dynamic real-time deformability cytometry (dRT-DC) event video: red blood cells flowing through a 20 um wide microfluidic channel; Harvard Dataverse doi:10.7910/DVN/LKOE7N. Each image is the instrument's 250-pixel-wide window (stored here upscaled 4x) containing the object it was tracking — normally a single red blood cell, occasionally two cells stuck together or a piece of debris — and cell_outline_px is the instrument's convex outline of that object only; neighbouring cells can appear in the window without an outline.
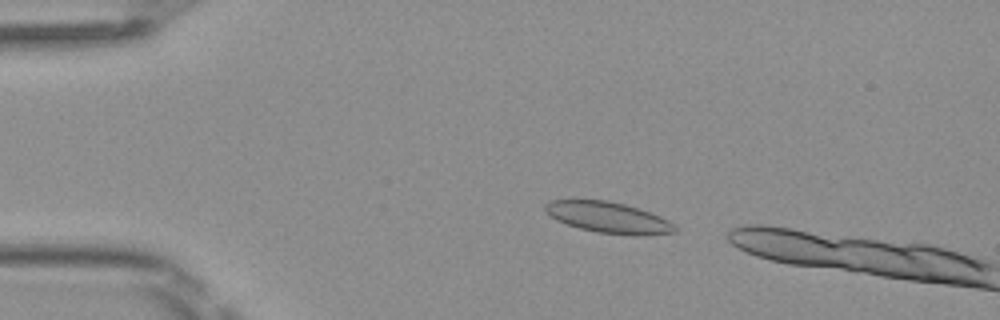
{"species": "Egyptian fruit bat (a non-hibernating species)", "species_latin": "Rousettus aegyptiacus", "temperature_condition": "room temperature", "stored_images_in_passage": 3, "camera_frame_rate_fps": 3000, "um_per_image_px": 0.085, "frame": {"image": 1, "passage_image": 1, "time_ms": 0.0, "image_size_px": [1000, 320], "cell_outline_px": [[676, 232], [644, 236], [636, 236], [596, 232], [580, 228], [556, 220], [548, 216], [544, 212], [544, 204], [548, 200], [608, 200], [624, 204], [660, 216], [668, 220], [676, 228]], "centroid_in_image_um": [51.66, 18.49], "position_along_channel_um": 33.3, "area_um2": 23.52}}